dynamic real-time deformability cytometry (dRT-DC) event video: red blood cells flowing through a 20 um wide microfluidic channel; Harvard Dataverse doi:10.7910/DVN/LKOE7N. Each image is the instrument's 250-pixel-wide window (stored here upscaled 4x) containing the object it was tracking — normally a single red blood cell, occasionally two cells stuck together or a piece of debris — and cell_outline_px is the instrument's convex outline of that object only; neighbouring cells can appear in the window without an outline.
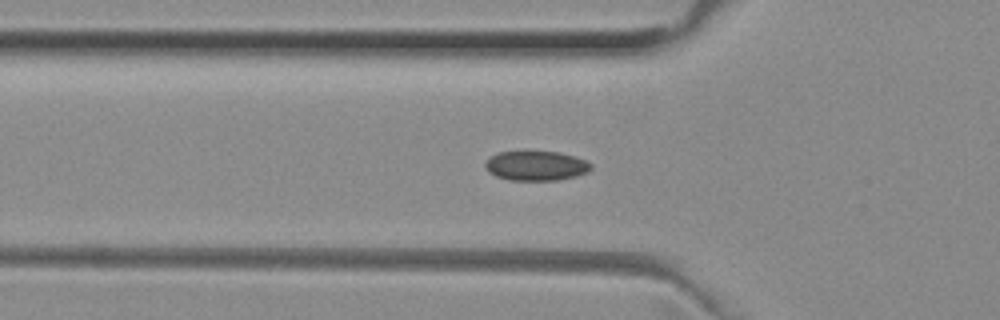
{"species": "common noctule bat (a hibernating species)", "species_latin": "Nyctalus noctula", "temperature_condition": "room temperature", "stored_images_in_passage": 27, "camera_frame_rate_fps": 3000, "um_per_image_px": 0.085, "animal": {"sex": "female", "body_mass_g": 29.2, "forearm_length_mm": 56.3}, "frame": {"image": 1, "passage_image": 2, "time_ms": 0.333, "image_size_px": [1000, 320], "cell_outline_px": [[592, 168], [588, 172], [576, 176], [556, 180], [508, 180], [496, 176], [488, 172], [484, 168], [484, 164], [492, 156], [500, 152], [524, 148], [560, 152], [576, 156], [592, 164]], "centroid_in_image_um": [45.55, 14.04], "position_along_channel_um": 80.3, "area_um2": 19.07}}
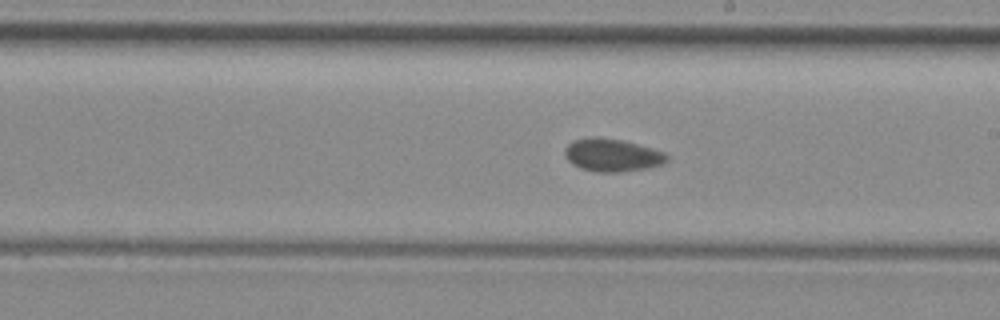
{"frame": {"image": 2, "passage_image": 14, "time_ms": 4.333, "image_size_px": [1000, 320], "cell_outline_px": [[668, 160], [664, 164], [648, 168], [620, 172], [596, 172], [580, 168], [572, 164], [564, 156], [564, 148], [572, 140], [588, 136], [596, 136], [624, 140], [652, 148], [664, 152], [668, 156]], "centroid_in_image_um": [52.01, 13.17], "position_along_channel_um": 237.0, "area_um2": 19.94}}
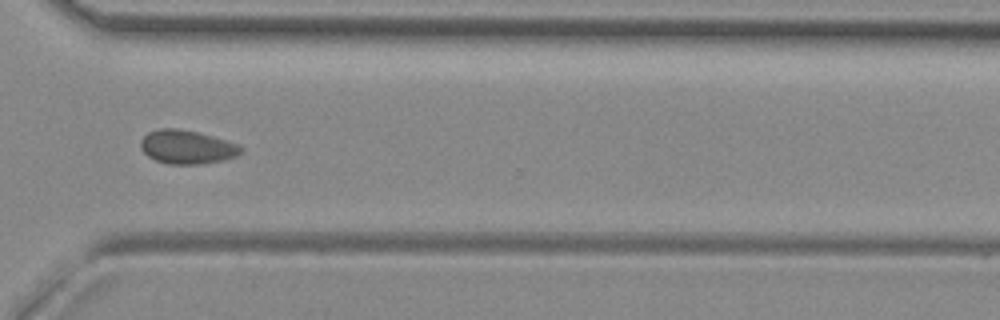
{"frame": {"image": 3, "passage_image": 23, "time_ms": 7.333, "image_size_px": [1000, 320], "cell_outline_px": [[244, 152], [236, 156], [224, 160], [200, 164], [168, 164], [156, 160], [148, 156], [140, 148], [140, 140], [148, 132], [160, 128], [176, 128], [196, 132], [212, 136], [240, 144], [244, 148]], "centroid_in_image_um": [15.92, 12.5], "position_along_channel_um": 354.7, "area_um2": 19.83}, "authors_computed_cell_mechanics": {"area_um2": 19.0162, "velocity_mm_per_s": 3.9147, "shape_relaxation_time_tau1_ms": null, "shape_relaxation_time_tau2_ms": 1.3775, "deformation_change_tau1": null, "deformation_change_tau2": 0.0337}}